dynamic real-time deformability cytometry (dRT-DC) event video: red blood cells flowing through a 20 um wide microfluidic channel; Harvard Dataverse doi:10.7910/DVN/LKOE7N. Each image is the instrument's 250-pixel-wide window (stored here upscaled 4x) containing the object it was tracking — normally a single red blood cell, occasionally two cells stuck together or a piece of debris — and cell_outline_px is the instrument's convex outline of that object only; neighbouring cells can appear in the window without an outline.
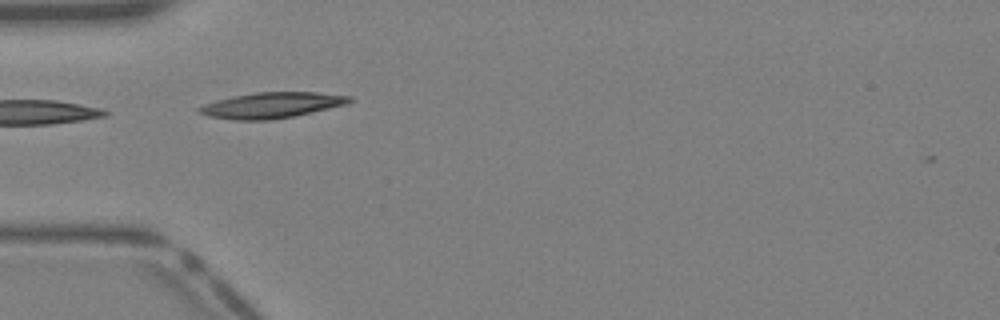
{"species": "Egyptian fruit bat (a non-hibernating species)", "species_latin": "Rousettus aegyptiacus", "temperature_condition": "warm", "stored_images_in_passage": 28, "camera_frame_rate_fps": 3000, "um_per_image_px": 0.085, "animal": {"sex": "female"}, "frame": {"image": 1, "passage_image": 1, "time_ms": 0.0, "image_size_px": [1000, 320], "cell_outline_px": [[352, 100], [348, 104], [312, 112], [272, 120], [232, 120], [208, 116], [196, 112], [196, 108], [204, 104], [216, 100], [232, 96], [256, 92], [316, 92], [352, 96]], "centroid_in_image_um": [23.06, 8.94], "position_along_channel_um": 61.9, "area_um2": 22.66}}
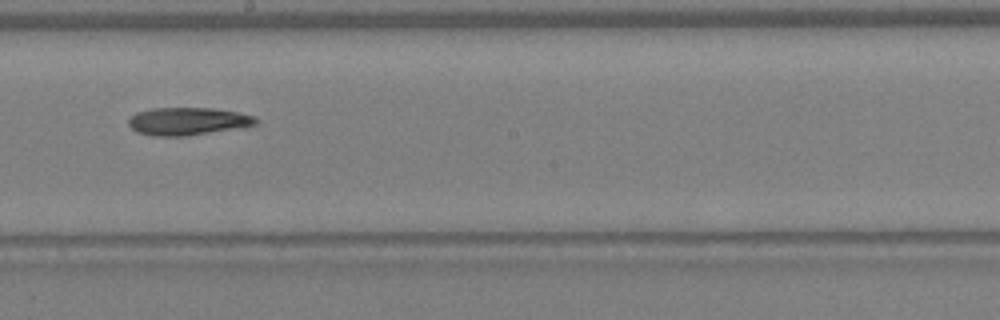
{"frame": {"image": 2, "passage_image": 11, "time_ms": 3.333, "image_size_px": [1000, 320], "cell_outline_px": [[260, 120], [256, 124], [244, 128], [184, 136], [152, 136], [136, 132], [128, 124], [128, 120], [136, 112], [152, 108], [212, 108], [236, 112], [252, 116]], "centroid_in_image_um": [15.97, 10.32], "position_along_channel_um": 232.2, "area_um2": 20.69}}
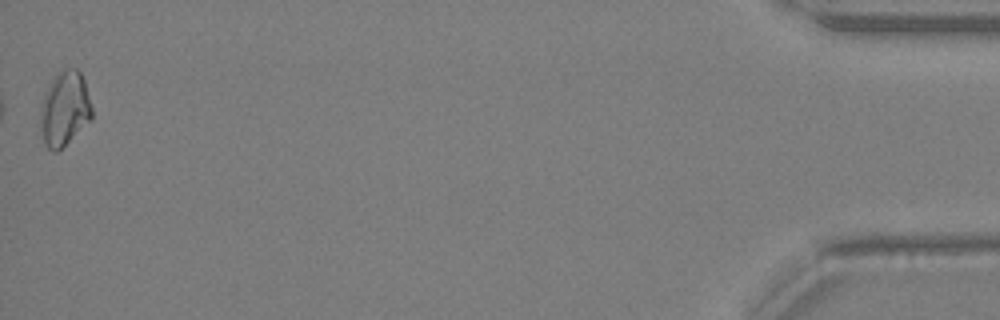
{"frame": {"image": 3, "passage_image": 28, "time_ms": 9.0, "image_size_px": [1000, 320], "cell_outline_px": [[92, 120], [56, 152], [52, 152], [44, 144], [40, 128], [40, 104], [52, 76], [56, 72], [64, 68], [76, 68], [80, 72], [84, 80], [92, 108]], "centroid_in_image_um": [5.47, 9.22], "position_along_channel_um": 429.7, "area_um2": 22.72}}